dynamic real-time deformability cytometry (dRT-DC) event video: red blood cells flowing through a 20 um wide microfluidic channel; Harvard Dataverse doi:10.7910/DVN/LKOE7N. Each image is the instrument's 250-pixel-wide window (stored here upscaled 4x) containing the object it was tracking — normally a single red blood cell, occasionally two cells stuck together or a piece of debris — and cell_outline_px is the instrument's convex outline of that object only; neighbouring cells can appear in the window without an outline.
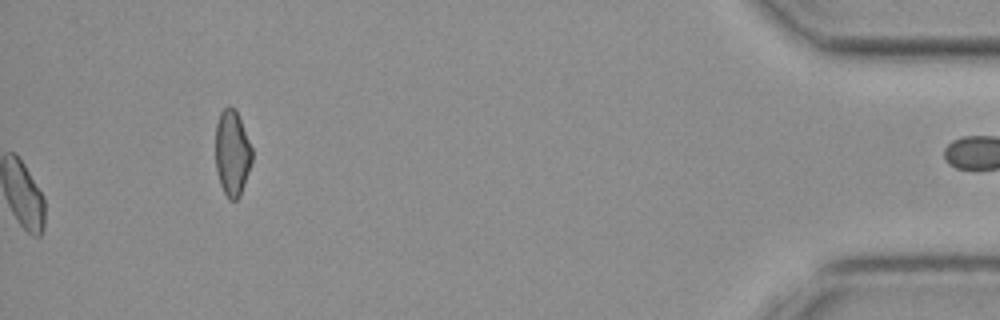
{"species": "common noctule bat (a hibernating species)", "species_latin": "Nyctalus noctula", "temperature_condition": "cold", "stored_images_in_passage": 51, "camera_frame_rate_fps": 3000, "um_per_image_px": 0.085, "animal": {"sex": "female", "body_mass_g": 19.3, "forearm_length_mm": 54.1}, "frame": {"image": 1, "passage_image": 51, "time_ms": 16.667, "image_size_px": [1000, 320], "cell_outline_px": [[252, 160], [240, 196], [236, 200], [228, 200], [220, 184], [216, 168], [216, 124], [220, 112], [228, 104], [236, 108], [252, 148]], "centroid_in_image_um": [19.73, 12.97], "position_along_channel_um": 415.5, "area_um2": 18.32}}